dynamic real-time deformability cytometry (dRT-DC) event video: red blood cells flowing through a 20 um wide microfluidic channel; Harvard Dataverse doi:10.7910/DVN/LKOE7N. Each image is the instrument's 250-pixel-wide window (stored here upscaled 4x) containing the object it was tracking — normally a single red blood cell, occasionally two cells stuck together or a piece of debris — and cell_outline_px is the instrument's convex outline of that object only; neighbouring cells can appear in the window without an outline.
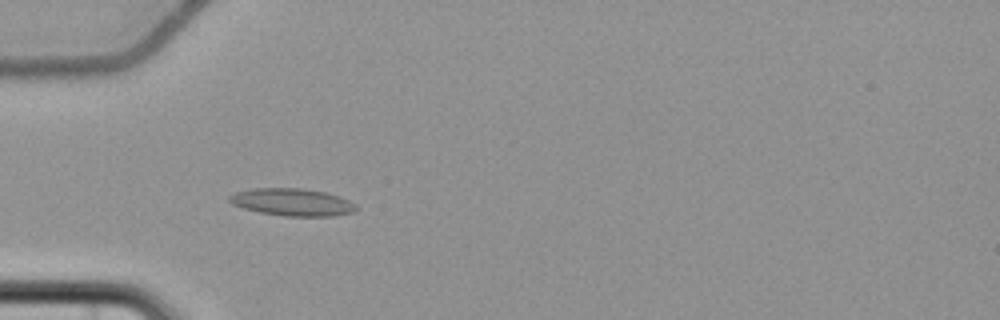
{"species": "common noctule bat (a hibernating species)", "species_latin": "Nyctalus noctula", "temperature_condition": "cold", "stored_images_in_passage": 6, "camera_frame_rate_fps": 3000, "um_per_image_px": 0.085, "animal": {"sex": "female", "body_mass_g": 22.7, "forearm_length_mm": 54.2}, "frame": {"image": 1, "passage_image": 3, "time_ms": 2.333, "image_size_px": [1000, 320], "cell_outline_px": [[356, 208], [352, 212], [332, 216], [284, 216], [260, 212], [244, 208], [232, 204], [228, 200], [228, 196], [236, 192], [256, 188], [300, 188], [324, 192], [340, 196], [356, 204]], "centroid_in_image_um": [24.83, 17.18], "position_along_channel_um": 60.2, "area_um2": 20.06}}
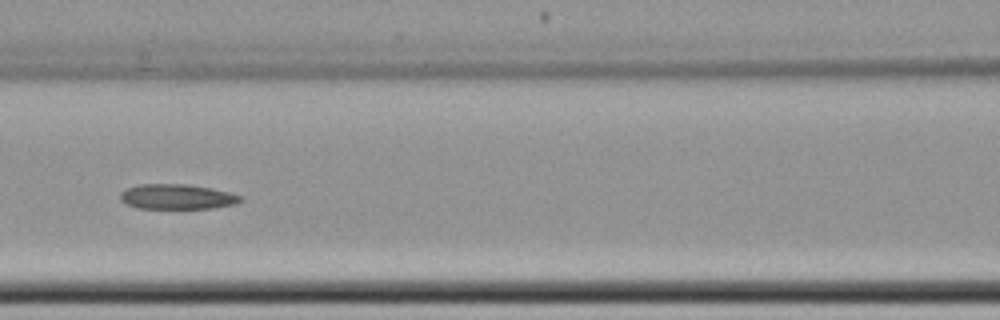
{"frame": {"image": 2, "passage_image": 5, "time_ms": 5.0, "image_size_px": [1000, 320], "cell_outline_px": [[244, 200], [236, 204], [212, 208], [136, 208], [120, 200], [120, 192], [124, 188], [140, 184], [188, 184], [212, 188], [228, 192], [240, 196]], "centroid_in_image_um": [15.03, 16.71], "position_along_channel_um": 151.6, "area_um2": 17.63}}
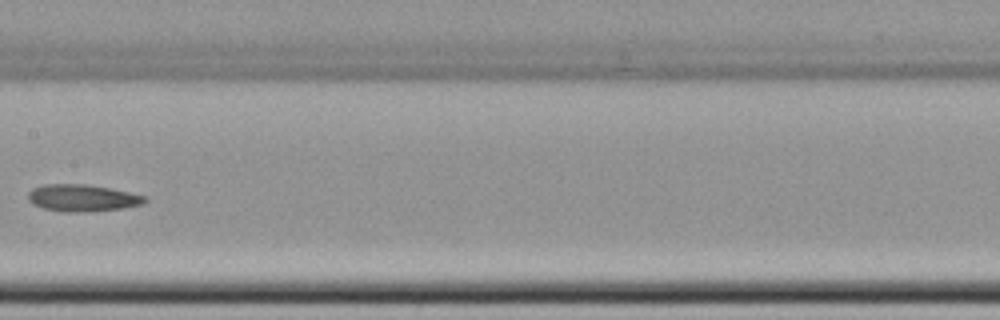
{"frame": {"image": 3, "passage_image": 6, "time_ms": 6.333, "image_size_px": [1000, 320], "cell_outline_px": [[148, 200], [144, 204], [124, 208], [76, 212], [64, 212], [40, 208], [32, 204], [28, 200], [28, 192], [32, 188], [44, 184], [84, 184], [112, 188], [148, 196]], "centroid_in_image_um": [7.01, 16.82], "position_along_channel_um": 200.4, "area_um2": 18.61}}